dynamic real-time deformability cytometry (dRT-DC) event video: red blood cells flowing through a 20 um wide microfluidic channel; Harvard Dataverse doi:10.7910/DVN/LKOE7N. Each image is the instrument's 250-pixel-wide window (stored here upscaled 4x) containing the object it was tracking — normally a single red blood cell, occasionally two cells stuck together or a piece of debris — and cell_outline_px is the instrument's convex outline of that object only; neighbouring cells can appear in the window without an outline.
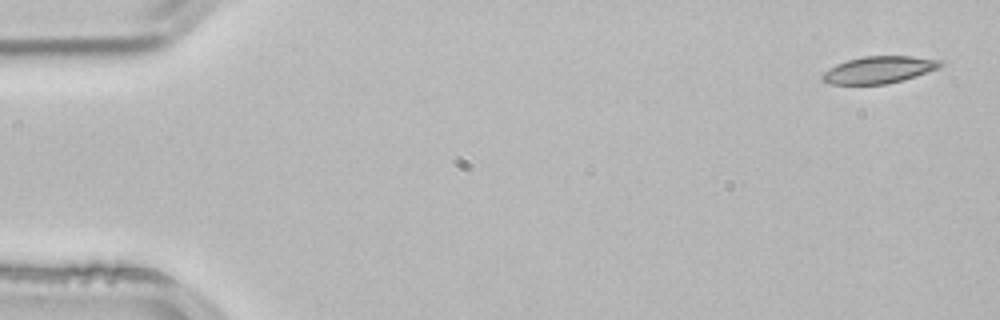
{"species": "common noctule bat (a hibernating species)", "species_latin": "Nyctalus noctula", "temperature_condition": "room temperature", "stored_images_in_passage": 4, "segment_of_instrument_passage": [2, 2], "camera_frame_rate_fps": 3000, "um_per_image_px": 0.085, "animal": {"sex": "male", "body_mass_g": 21.5, "forearm_length_mm": 52.0}, "frame": {"image": 1, "passage_image": 4, "time_ms": 1.0, "image_size_px": [1000, 320], "cell_outline_px": [[944, 64], [940, 68], [900, 80], [884, 84], [828, 84], [820, 80], [820, 76], [824, 72], [836, 64], [848, 60], [864, 56], [912, 56], [944, 60]], "centroid_in_image_um": [74.7, 5.92], "position_along_channel_um": 10.3, "area_um2": 18.55}}